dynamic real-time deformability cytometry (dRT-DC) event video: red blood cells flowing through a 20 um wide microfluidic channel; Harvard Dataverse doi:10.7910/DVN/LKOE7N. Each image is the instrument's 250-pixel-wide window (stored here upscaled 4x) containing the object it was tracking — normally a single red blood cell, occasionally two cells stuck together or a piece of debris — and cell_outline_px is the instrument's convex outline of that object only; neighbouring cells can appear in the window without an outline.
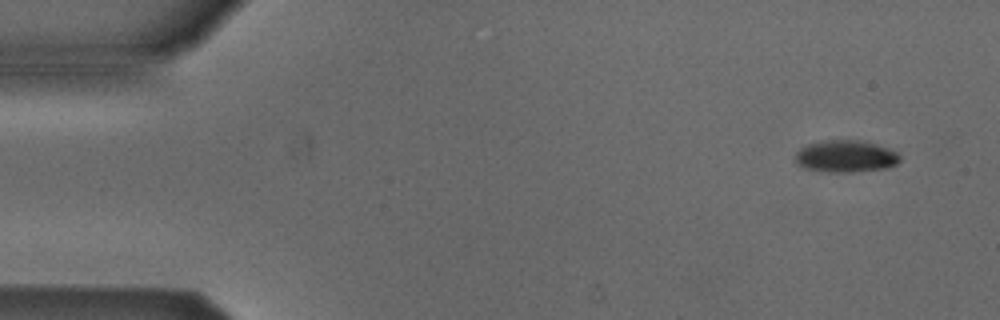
{"species": "Egyptian fruit bat (a non-hibernating species)", "species_latin": "Rousettus aegyptiacus", "temperature_condition": "cold", "stored_images_in_passage": 5, "camera_frame_rate_fps": 3000, "um_per_image_px": 0.085, "animal": {"sex": "male"}, "frame": {"image": 1, "passage_image": 1, "time_ms": 0.0, "image_size_px": [1000, 320], "cell_outline_px": [[900, 160], [896, 164], [888, 168], [852, 172], [820, 172], [804, 168], [796, 164], [796, 152], [800, 148], [808, 144], [828, 140], [856, 140], [876, 144], [896, 152], [900, 156]], "centroid_in_image_um": [71.86, 13.3], "position_along_channel_um": 13.1, "area_um2": 19.54}}
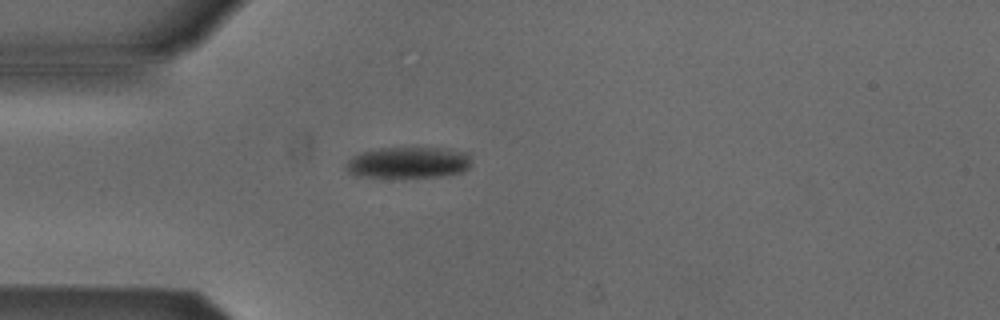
{"frame": {"image": 2, "passage_image": 4, "time_ms": 3.667, "image_size_px": [1000, 320], "cell_outline_px": [[472, 164], [468, 168], [460, 172], [440, 176], [352, 176], [348, 172], [348, 160], [352, 156], [364, 152], [380, 148], [436, 148], [468, 152], [472, 160]], "centroid_in_image_um": [34.75, 13.8], "position_along_channel_um": 50.3, "area_um2": 22.37}}